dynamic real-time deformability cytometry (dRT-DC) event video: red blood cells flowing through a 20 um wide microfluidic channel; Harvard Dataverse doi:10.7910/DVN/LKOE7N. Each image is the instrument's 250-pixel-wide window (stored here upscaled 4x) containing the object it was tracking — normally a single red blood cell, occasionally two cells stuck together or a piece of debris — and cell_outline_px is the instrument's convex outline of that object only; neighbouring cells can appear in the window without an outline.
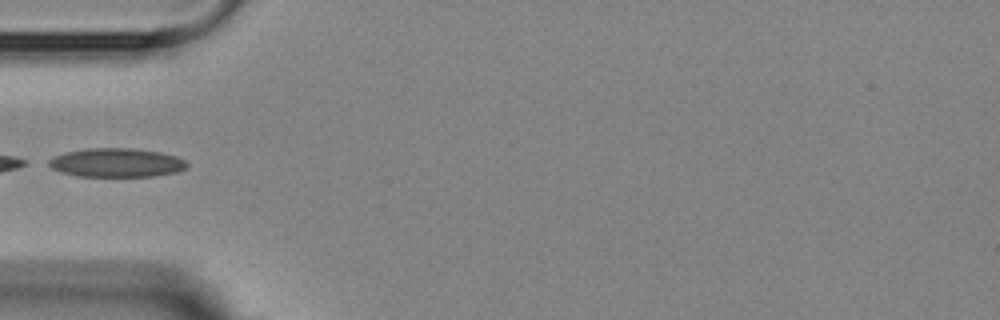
{"species": "Egyptian fruit bat (a non-hibernating species)", "species_latin": "Rousettus aegyptiacus", "temperature_condition": "room temperature", "stored_images_in_passage": 3, "camera_frame_rate_fps": 3000, "um_per_image_px": 0.085, "animal": {"sex": "female"}, "frame": {"image": 1, "passage_image": 2, "time_ms": 1.333, "image_size_px": [1000, 320], "cell_outline_px": [[188, 164], [184, 168], [176, 172], [152, 176], [76, 176], [52, 168], [44, 164], [52, 156], [64, 152], [88, 148], [132, 148], [160, 152], [176, 156], [184, 160]], "centroid_in_image_um": [9.84, 13.82], "position_along_channel_um": 75.2, "area_um2": 23.24}}
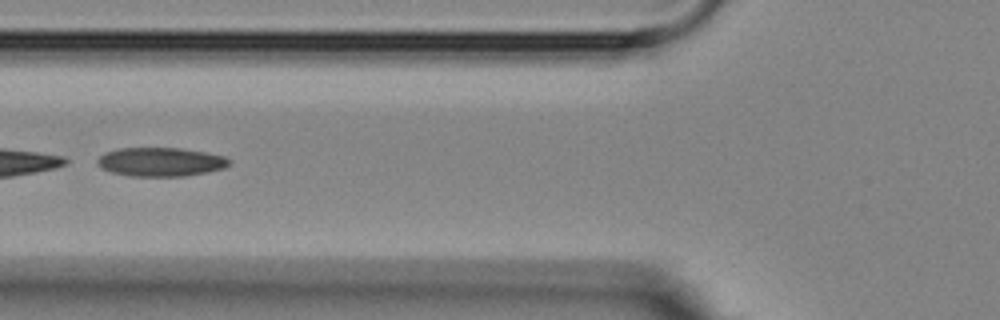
{"frame": {"image": 2, "passage_image": 3, "time_ms": 2.333, "image_size_px": [1000, 320], "cell_outline_px": [[232, 164], [224, 168], [208, 172], [184, 176], [132, 176], [112, 172], [100, 168], [96, 164], [96, 160], [104, 152], [116, 148], [180, 148], [208, 152], [228, 156], [232, 160]], "centroid_in_image_um": [13.7, 13.75], "position_along_channel_um": 112.1, "area_um2": 22.6}}